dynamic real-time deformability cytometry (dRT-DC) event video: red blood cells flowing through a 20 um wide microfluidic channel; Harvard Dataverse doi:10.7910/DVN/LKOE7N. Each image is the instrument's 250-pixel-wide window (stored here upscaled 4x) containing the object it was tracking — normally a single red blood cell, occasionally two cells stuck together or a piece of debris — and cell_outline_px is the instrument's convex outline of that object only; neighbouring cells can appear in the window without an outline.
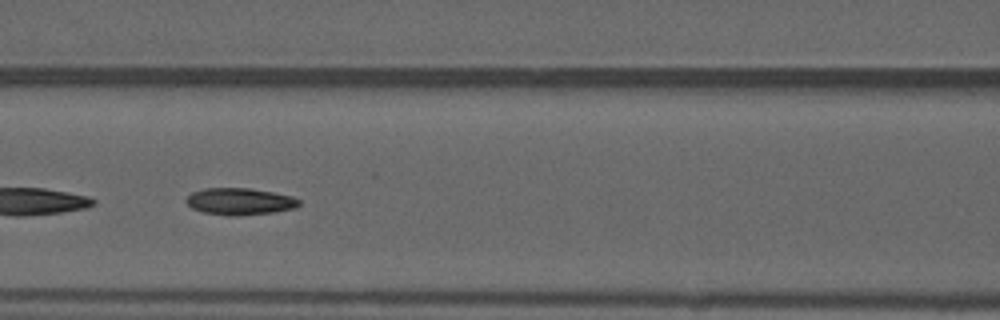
{"species": "common noctule bat (a hibernating species)", "species_latin": "Nyctalus noctula", "temperature_condition": "warm", "stored_images_in_passage": 16, "camera_frame_rate_fps": 3000, "um_per_image_px": 0.085, "animal": {"sex": "male", "forearm_length_mm": 52.5}, "frame": {"image": 1, "passage_image": 7, "time_ms": 2.0, "image_size_px": [1000, 320], "cell_outline_px": [[300, 204], [296, 208], [272, 212], [240, 216], [228, 216], [204, 212], [192, 208], [184, 200], [192, 192], [204, 188], [252, 188], [292, 196], [300, 200]], "centroid_in_image_um": [20.38, 17.12], "position_along_channel_um": 146.2, "area_um2": 17.74}}
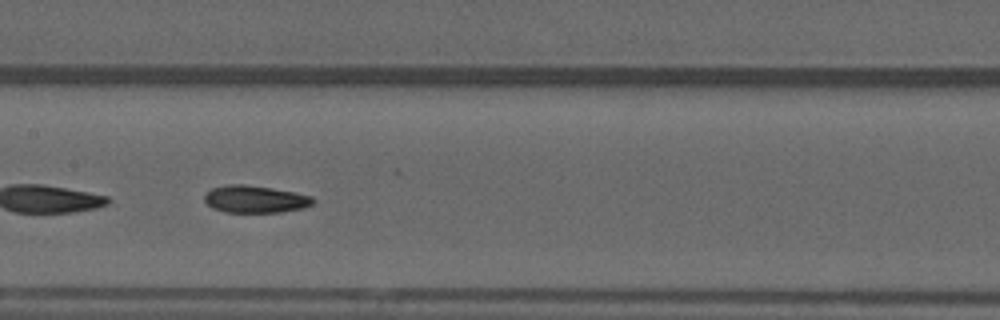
{"frame": {"image": 2, "passage_image": 10, "time_ms": 3.0, "image_size_px": [1000, 320], "cell_outline_px": [[316, 200], [312, 204], [304, 208], [280, 212], [224, 212], [212, 208], [204, 200], [204, 196], [212, 188], [228, 184], [244, 184], [272, 188], [312, 196]], "centroid_in_image_um": [21.69, 16.93], "position_along_channel_um": 185.7, "area_um2": 17.22}}